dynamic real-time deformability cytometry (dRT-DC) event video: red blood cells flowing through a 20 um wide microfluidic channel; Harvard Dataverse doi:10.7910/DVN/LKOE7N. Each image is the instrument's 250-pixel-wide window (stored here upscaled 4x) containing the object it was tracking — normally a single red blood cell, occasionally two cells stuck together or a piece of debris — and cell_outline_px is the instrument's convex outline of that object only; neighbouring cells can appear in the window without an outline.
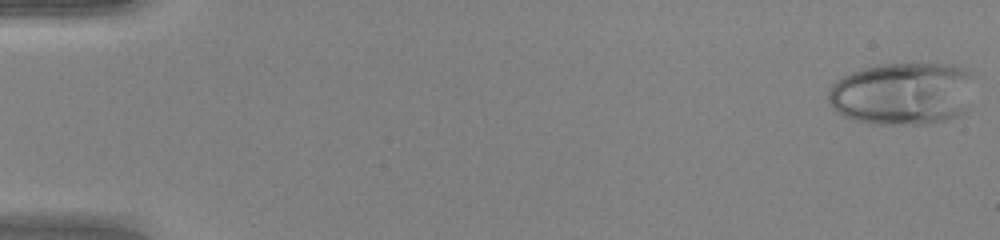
{"species": "human", "species_latin": "Homo sapiens", "temperature_condition": "warm", "stored_images_in_passage": 48, "camera_frame_rate_fps": 3000, "um_per_image_px": 0.085, "donor": {"sex": "female"}, "frame": {"image": 1, "passage_image": 1, "time_ms": 0.0, "image_size_px": [1000, 240], "cell_outline_px": [[976, 76], [968, 108], [964, 112], [956, 116], [944, 120], [920, 124], [876, 124], [852, 120], [836, 112], [832, 108], [828, 100], [828, 88], [836, 80], [860, 68], [880, 64], [912, 60], [944, 64], [972, 68]], "centroid_in_image_um": [76.78, 7.89], "position_along_channel_um": 8.2, "area_um2": 55.31}}
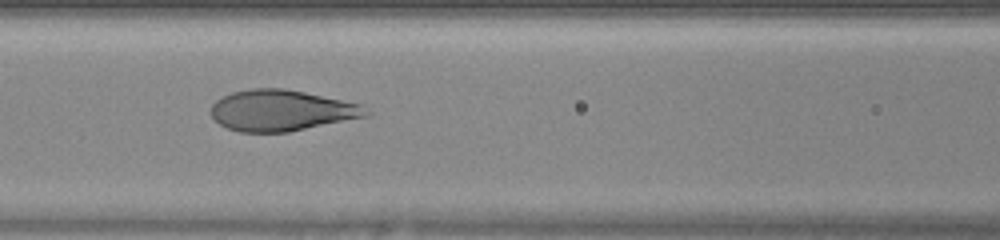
{"frame": {"image": 2, "passage_image": 22, "time_ms": 7.0, "image_size_px": [1000, 240], "cell_outline_px": [[368, 116], [288, 132], [240, 132], [228, 128], [220, 124], [212, 116], [212, 104], [216, 100], [232, 92], [252, 88], [284, 88], [304, 92], [360, 104], [368, 112]], "centroid_in_image_um": [23.9, 9.39], "position_along_channel_um": 142.7, "area_um2": 36.65}}
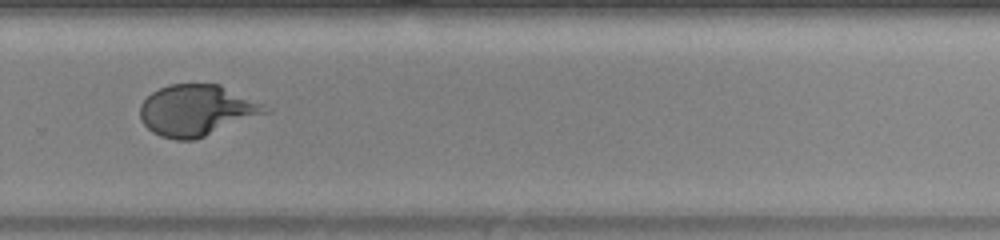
{"frame": {"image": 3, "passage_image": 34, "time_ms": 11.0, "image_size_px": [1000, 240], "cell_outline_px": [[272, 112], [196, 140], [176, 140], [160, 136], [152, 132], [140, 120], [140, 104], [152, 92], [168, 84], [220, 84], [264, 104], [272, 108]], "centroid_in_image_um": [16.76, 9.39], "position_along_channel_um": 313.0, "area_um2": 37.8}, "authors_computed_cell_mechanics": {"area_um2": 37.5411, "velocity_mm_per_s": 4.2715, "shape_relaxation_time_tau1_ms": 3.6895, "shape_relaxation_time_tau2_ms": null, "deformation_change_tau1": 0.2314, "deformation_change_tau2": null}}